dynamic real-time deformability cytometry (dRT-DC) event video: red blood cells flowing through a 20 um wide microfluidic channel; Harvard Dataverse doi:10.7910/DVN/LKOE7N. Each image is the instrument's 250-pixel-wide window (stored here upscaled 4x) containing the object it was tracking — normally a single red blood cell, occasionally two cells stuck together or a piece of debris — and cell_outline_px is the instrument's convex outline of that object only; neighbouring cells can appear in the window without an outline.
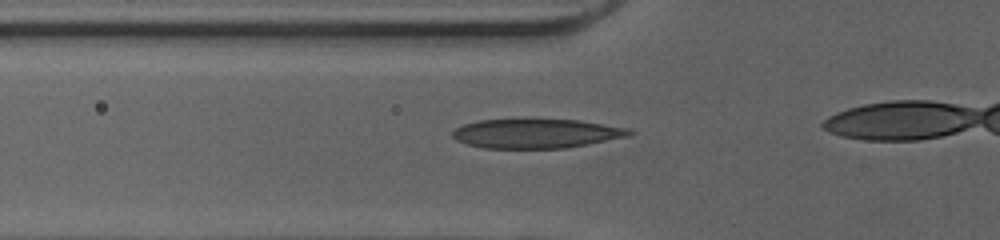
{"species": "human", "species_latin": "Homo sapiens", "temperature_condition": "cold", "stored_images_in_passage": 15, "camera_frame_rate_fps": 3000, "um_per_image_px": 0.085, "donor": {"sex": "female"}, "frame": {"image": 1, "passage_image": 10, "time_ms": 3.0, "image_size_px": [1000, 240], "cell_outline_px": [[636, 132], [632, 136], [568, 148], [484, 148], [468, 144], [456, 140], [452, 136], [452, 132], [456, 128], [464, 124], [480, 120], [536, 116], [580, 120], [632, 128]], "centroid_in_image_um": [45.67, 11.3], "position_along_channel_um": 80.1, "area_um2": 31.79}}
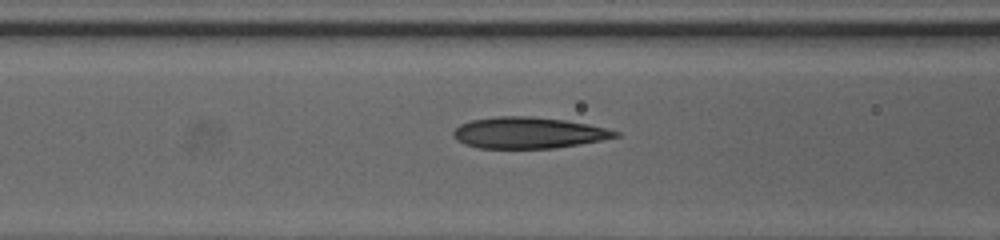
{"frame": {"image": 2, "passage_image": 13, "time_ms": 4.0, "image_size_px": [1000, 240], "cell_outline_px": [[620, 136], [580, 144], [556, 148], [480, 148], [464, 144], [456, 140], [452, 136], [452, 132], [460, 124], [472, 120], [496, 116], [532, 116], [564, 120], [588, 124], [620, 132]], "centroid_in_image_um": [44.88, 11.29], "position_along_channel_um": 121.7, "area_um2": 29.48}}